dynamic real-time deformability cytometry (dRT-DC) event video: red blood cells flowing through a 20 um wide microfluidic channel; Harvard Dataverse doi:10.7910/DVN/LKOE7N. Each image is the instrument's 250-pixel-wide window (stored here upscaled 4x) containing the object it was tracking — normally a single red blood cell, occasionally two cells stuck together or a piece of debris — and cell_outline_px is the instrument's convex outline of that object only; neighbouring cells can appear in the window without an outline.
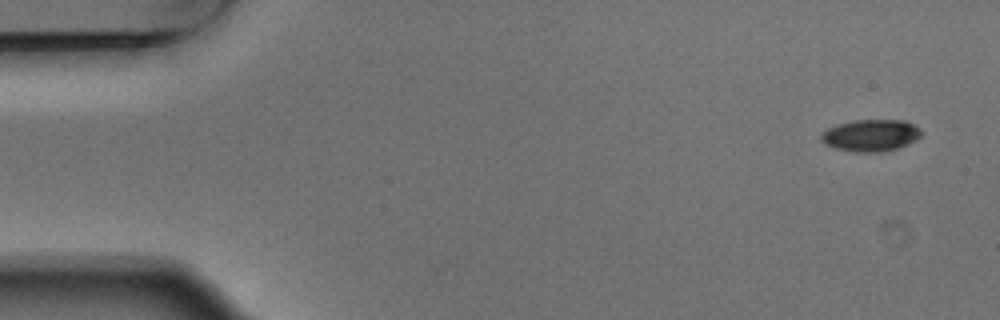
{"species": "Egyptian fruit bat (a non-hibernating species)", "species_latin": "Rousettus aegyptiacus", "temperature_condition": "warm", "stored_images_in_passage": 6, "camera_frame_rate_fps": 3000, "um_per_image_px": 0.085, "animal": {"sex": "male"}, "frame": {"image": 1, "passage_image": 1, "time_ms": 0.0, "image_size_px": [1000, 320], "cell_outline_px": [[920, 136], [916, 140], [908, 144], [896, 148], [880, 152], [856, 152], [832, 148], [824, 144], [820, 140], [820, 136], [828, 128], [852, 120], [904, 120], [920, 128]], "centroid_in_image_um": [73.99, 11.51], "position_along_channel_um": 11.0, "area_um2": 18.55}}
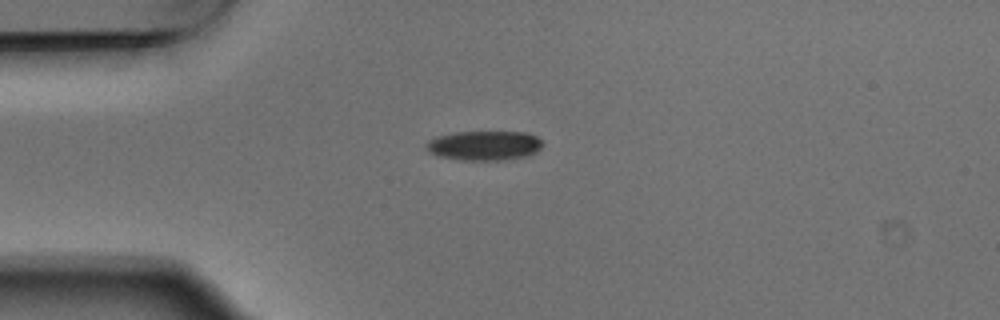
{"frame": {"image": 2, "passage_image": 4, "time_ms": 1.0, "image_size_px": [1000, 320], "cell_outline_px": [[544, 144], [536, 152], [528, 156], [504, 160], [460, 160], [440, 156], [424, 148], [424, 144], [428, 140], [436, 136], [456, 132], [528, 132], [544, 140]], "centroid_in_image_um": [41.2, 12.36], "position_along_channel_um": 43.8, "area_um2": 20.29}}
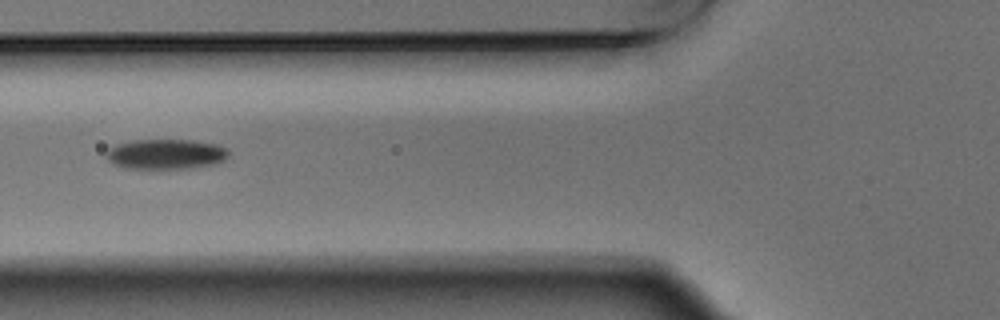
{"frame": {"image": 3, "passage_image": 6, "time_ms": 1.667, "image_size_px": [1000, 320], "cell_outline_px": [[228, 156], [224, 160], [212, 164], [192, 168], [124, 168], [112, 164], [104, 156], [108, 148], [116, 144], [132, 140], [192, 140], [220, 144], [228, 148]], "centroid_in_image_um": [14.08, 13.09], "position_along_channel_um": 111.7, "area_um2": 21.68}}